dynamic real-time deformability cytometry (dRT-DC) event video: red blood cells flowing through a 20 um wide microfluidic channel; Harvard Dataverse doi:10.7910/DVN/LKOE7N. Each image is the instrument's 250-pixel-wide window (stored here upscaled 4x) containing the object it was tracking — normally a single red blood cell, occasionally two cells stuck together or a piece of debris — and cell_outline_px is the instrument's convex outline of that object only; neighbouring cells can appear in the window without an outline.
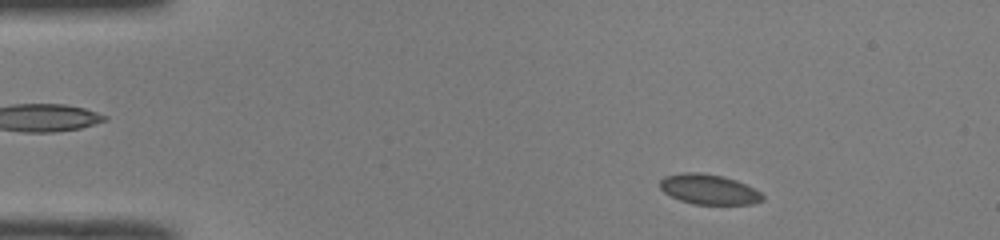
{"species": "common noctule bat (a hibernating species)", "species_latin": "Nyctalus noctula", "temperature_condition": "room temperature", "stored_images_in_passage": 49, "camera_frame_rate_fps": 3000, "um_per_image_px": 0.085, "animal": {"sex": "male", "body_mass_g": 19.0, "forearm_length_mm": 50.8}, "frame": {"image": 1, "passage_image": 5, "time_ms": 1.333, "image_size_px": [1000, 240], "cell_outline_px": [[764, 200], [752, 204], [692, 204], [680, 200], [664, 192], [660, 188], [660, 180], [664, 176], [684, 172], [700, 172], [724, 176], [736, 180], [760, 192], [764, 196]], "centroid_in_image_um": [60.24, 16.09], "position_along_channel_um": 24.8, "area_um2": 17.98}}
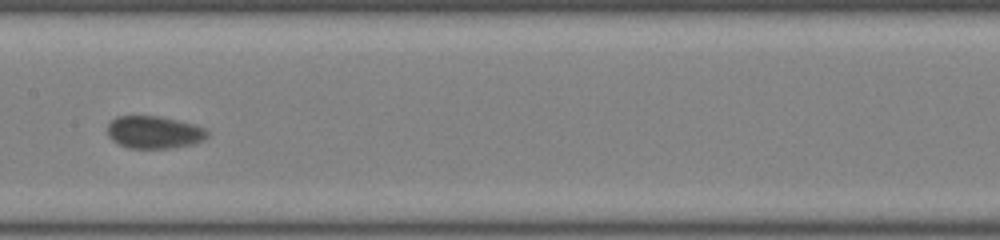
{"frame": {"image": 2, "passage_image": 24, "time_ms": 7.667, "image_size_px": [1000, 240], "cell_outline_px": [[208, 136], [192, 144], [168, 148], [128, 148], [112, 140], [108, 136], [108, 124], [116, 116], [160, 116], [196, 124], [204, 128], [208, 132]], "centroid_in_image_um": [13.09, 11.23], "position_along_channel_um": 194.3, "area_um2": 18.84}}
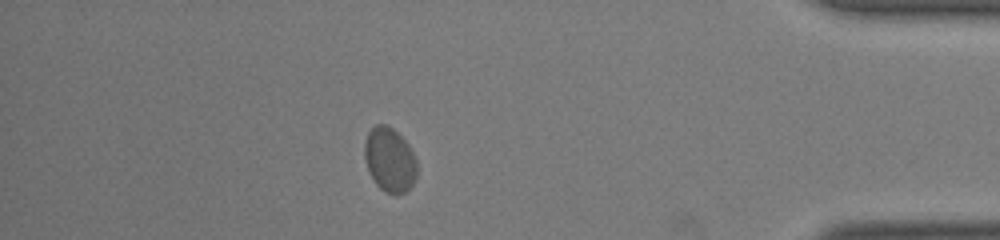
{"frame": {"image": 3, "passage_image": 43, "time_ms": 14.0, "image_size_px": [1000, 240], "cell_outline_px": [[416, 176], [412, 184], [404, 192], [396, 196], [384, 192], [376, 184], [368, 168], [364, 156], [364, 140], [368, 132], [376, 124], [384, 124], [392, 128], [408, 144], [416, 160]], "centroid_in_image_um": [33.11, 13.59], "position_along_channel_um": 402.1, "area_um2": 19.54}, "authors_computed_cell_mechanics": {"area_um2": 18.785, "velocity_mm_per_s": 3.8901, "shape_relaxation_time_tau1_ms": 1.0194, "shape_relaxation_time_tau2_ms": 3.6044, "deformation_change_tau1": 0.0407, "deformation_change_tau2": 0.0493}}